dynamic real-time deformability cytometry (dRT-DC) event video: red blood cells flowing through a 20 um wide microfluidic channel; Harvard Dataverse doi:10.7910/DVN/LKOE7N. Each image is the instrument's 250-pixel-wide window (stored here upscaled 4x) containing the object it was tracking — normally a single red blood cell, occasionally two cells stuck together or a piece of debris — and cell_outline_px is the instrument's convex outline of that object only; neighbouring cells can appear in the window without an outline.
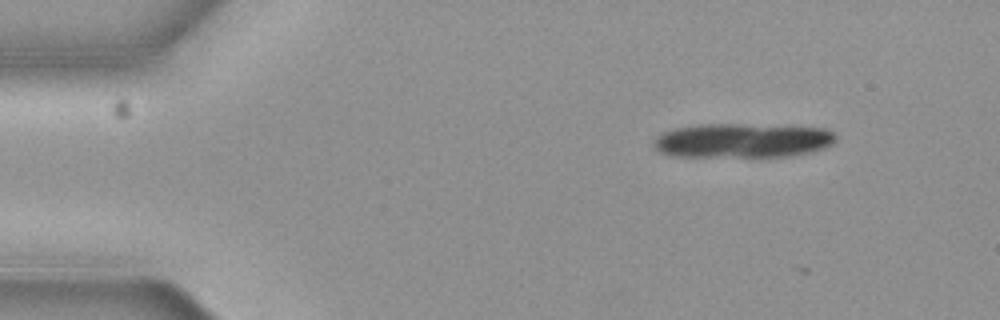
{"species": "common noctule bat (a hibernating species)", "species_latin": "Nyctalus noctula", "temperature_condition": "cold", "stored_images_in_passage": 6, "camera_frame_rate_fps": 3000, "um_per_image_px": 0.085, "animal": {"sex": "female", "body_mass_g": 19.3, "forearm_length_mm": 54.1}, "frame": {"image": 1, "passage_image": 2, "time_ms": 0.333, "image_size_px": [1000, 320], "cell_outline_px": [[836, 140], [820, 148], [808, 152], [784, 156], [672, 156], [660, 152], [656, 148], [656, 136], [672, 128], [696, 124], [740, 124], [824, 128], [832, 132], [836, 136]], "centroid_in_image_um": [63.04, 11.93], "position_along_channel_um": 22.0, "area_um2": 35.89}}
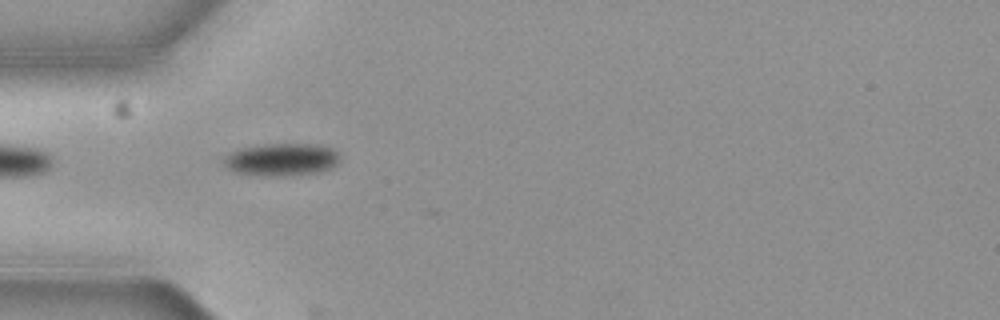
{"frame": {"image": 2, "passage_image": 5, "time_ms": 1.333, "image_size_px": [1000, 320], "cell_outline_px": [[340, 160], [332, 168], [320, 172], [284, 176], [264, 176], [232, 172], [224, 164], [224, 156], [228, 152], [240, 148], [264, 144], [316, 144], [332, 148], [340, 156]], "centroid_in_image_um": [23.92, 13.56], "position_along_channel_um": 61.1, "area_um2": 22.31}}